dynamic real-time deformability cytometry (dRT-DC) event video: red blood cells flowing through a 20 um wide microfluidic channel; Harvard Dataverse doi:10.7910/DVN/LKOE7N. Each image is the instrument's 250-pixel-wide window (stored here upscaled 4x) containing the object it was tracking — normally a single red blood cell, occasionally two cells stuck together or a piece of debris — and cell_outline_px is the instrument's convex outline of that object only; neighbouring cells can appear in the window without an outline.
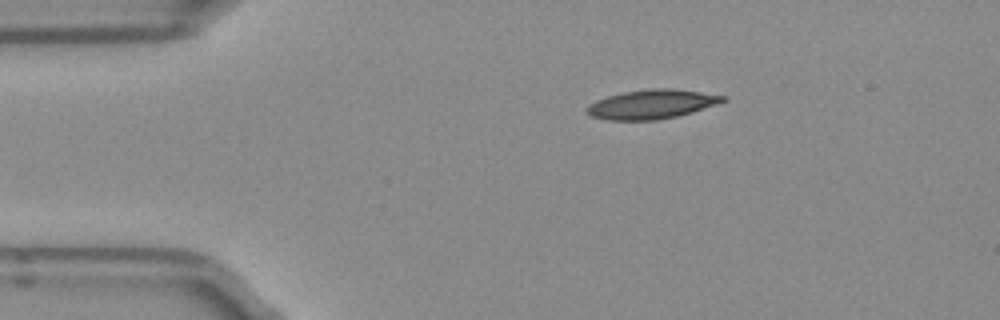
{"species": "Egyptian fruit bat (a non-hibernating species)", "species_latin": "Rousettus aegyptiacus", "temperature_condition": "room temperature", "stored_images_in_passage": 4, "camera_frame_rate_fps": 3000, "um_per_image_px": 0.085, "frame": {"image": 1, "passage_image": 2, "time_ms": 0.333, "image_size_px": [1000, 320], "cell_outline_px": [[716, 100], [696, 108], [684, 112], [664, 116], [620, 116], [644, 92], [684, 92]], "centroid_in_image_um": [56.52, 8.83], "position_along_channel_um": 28.5, "area_um2": 11.1}}